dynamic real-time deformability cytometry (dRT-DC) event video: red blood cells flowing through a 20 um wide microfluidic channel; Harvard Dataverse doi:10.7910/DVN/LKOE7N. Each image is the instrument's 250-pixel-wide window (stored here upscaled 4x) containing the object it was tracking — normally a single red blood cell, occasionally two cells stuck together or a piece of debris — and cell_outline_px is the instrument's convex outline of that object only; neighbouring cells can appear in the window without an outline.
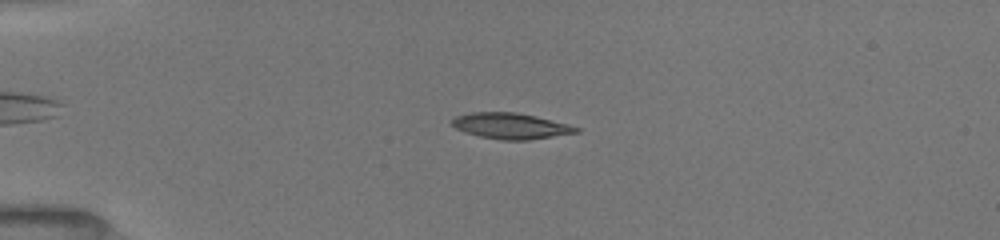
{"species": "common noctule bat (a hibernating species)", "species_latin": "Nyctalus noctula", "temperature_condition": "room temperature", "stored_images_in_passage": 43, "camera_frame_rate_fps": 3000, "um_per_image_px": 0.085, "animal": {"sex": "female", "body_mass_g": 19.5, "forearm_length_mm": 54.1}, "frame": {"image": 1, "passage_image": 9, "time_ms": 2.667, "image_size_px": [1000, 240], "cell_outline_px": [[580, 132], [528, 140], [500, 140], [480, 136], [456, 128], [452, 124], [452, 120], [456, 116], [472, 112], [516, 112], [536, 116], [568, 124], [580, 128]], "centroid_in_image_um": [43.45, 10.7], "position_along_channel_um": 41.6, "area_um2": 18.55}}
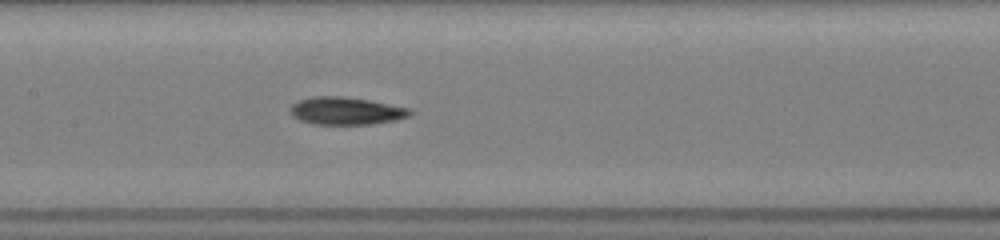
{"frame": {"image": 2, "passage_image": 22, "time_ms": 7.0, "image_size_px": [1000, 240], "cell_outline_px": [[412, 112], [408, 116], [396, 120], [368, 124], [312, 124], [300, 120], [292, 116], [292, 104], [300, 100], [312, 96], [340, 96], [368, 100], [412, 108]], "centroid_in_image_um": [29.43, 9.42], "position_along_channel_um": 178.0, "area_um2": 19.07}}
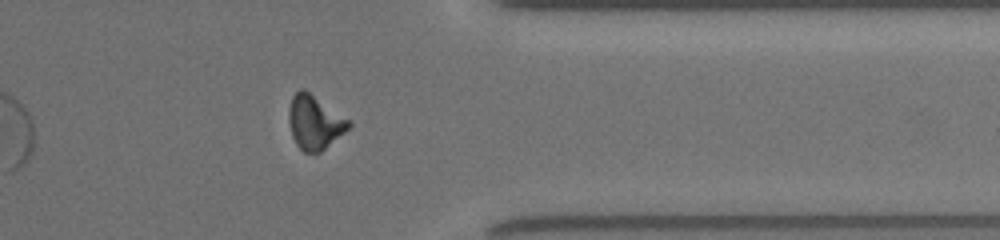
{"frame": {"image": 3, "passage_image": 38, "time_ms": 12.333, "image_size_px": [1000, 240], "cell_outline_px": [[352, 124], [344, 132], [320, 152], [304, 152], [296, 144], [292, 136], [288, 120], [288, 108], [292, 96], [300, 88], [304, 88], [352, 120]], "centroid_in_image_um": [26.74, 10.35], "position_along_channel_um": 384.7, "area_um2": 19.02}, "authors_computed_cell_mechanics": {"area_um2": 18.6694, "velocity_mm_per_s": 4.0213, "shape_relaxation_time_tau1_ms": 4.2486, "shape_relaxation_time_tau2_ms": 5.1353, "deformation_change_tau1": 0.1551, "deformation_change_tau2": 0.1359}}